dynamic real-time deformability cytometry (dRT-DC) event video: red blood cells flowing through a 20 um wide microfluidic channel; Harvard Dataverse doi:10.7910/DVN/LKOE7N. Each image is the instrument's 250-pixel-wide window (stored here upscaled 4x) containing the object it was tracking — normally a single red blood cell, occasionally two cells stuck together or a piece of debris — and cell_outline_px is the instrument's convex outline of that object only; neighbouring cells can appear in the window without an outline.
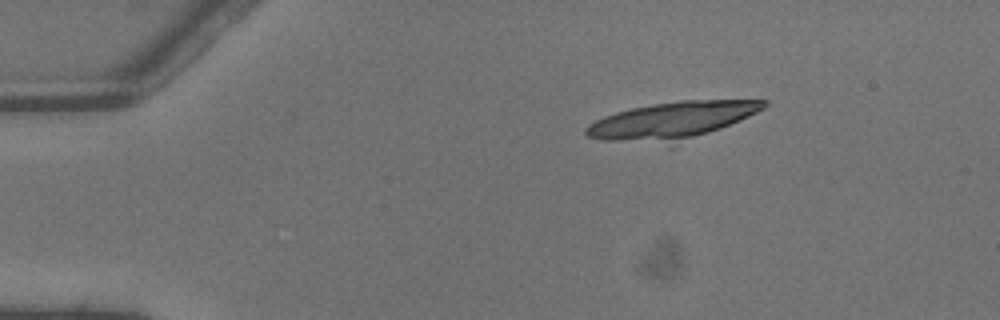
{"species": "common noctule bat (a hibernating species)", "species_latin": "Nyctalus noctula", "temperature_condition": "warm", "stored_images_in_passage": 3, "camera_frame_rate_fps": 3000, "um_per_image_px": 0.085, "animal": {"sex": "male", "body_mass_g": 13.3}, "frame": {"image": 1, "passage_image": 1, "time_ms": 0.0, "image_size_px": [1000, 320], "cell_outline_px": [[768, 104], [764, 108], [740, 120], [720, 128], [708, 132], [692, 136], [620, 140], [600, 140], [584, 136], [584, 128], [588, 124], [604, 116], [616, 112], [632, 108], [652, 104], [680, 100], [768, 100]], "centroid_in_image_um": [57.1, 10.14], "position_along_channel_um": 27.9, "area_um2": 35.84}}